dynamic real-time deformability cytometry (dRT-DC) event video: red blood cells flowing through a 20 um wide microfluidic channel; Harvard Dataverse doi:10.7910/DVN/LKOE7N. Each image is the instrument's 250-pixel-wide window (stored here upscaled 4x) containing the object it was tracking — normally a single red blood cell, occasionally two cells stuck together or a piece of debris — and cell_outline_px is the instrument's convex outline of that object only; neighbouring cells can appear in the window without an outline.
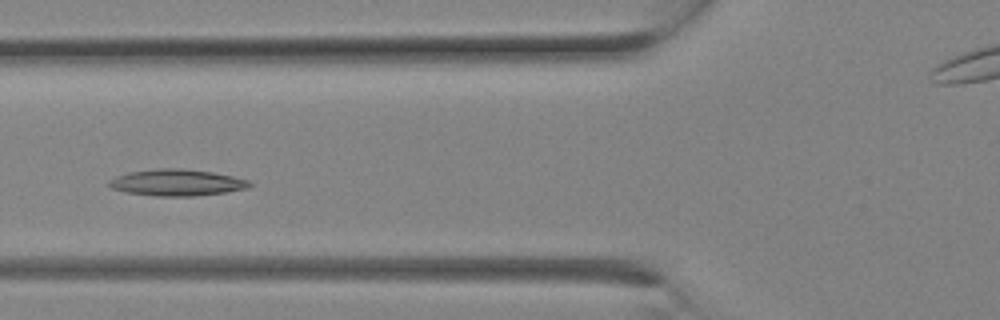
{"species": "Egyptian fruit bat (a non-hibernating species)", "species_latin": "Rousettus aegyptiacus", "temperature_condition": "room temperature", "stored_images_in_passage": 10, "camera_frame_rate_fps": 3000, "um_per_image_px": 0.085, "animal": {"sex": "female"}, "frame": {"image": 1, "passage_image": 9, "time_ms": 2.667, "image_size_px": [1000, 320], "cell_outline_px": [[252, 184], [248, 188], [224, 192], [196, 196], [156, 196], [124, 192], [112, 188], [108, 184], [108, 180], [116, 176], [128, 172], [156, 168], [184, 168], [212, 172], [232, 176], [248, 180]], "centroid_in_image_um": [15.0, 15.51], "position_along_channel_um": 110.8, "area_um2": 21.79}}